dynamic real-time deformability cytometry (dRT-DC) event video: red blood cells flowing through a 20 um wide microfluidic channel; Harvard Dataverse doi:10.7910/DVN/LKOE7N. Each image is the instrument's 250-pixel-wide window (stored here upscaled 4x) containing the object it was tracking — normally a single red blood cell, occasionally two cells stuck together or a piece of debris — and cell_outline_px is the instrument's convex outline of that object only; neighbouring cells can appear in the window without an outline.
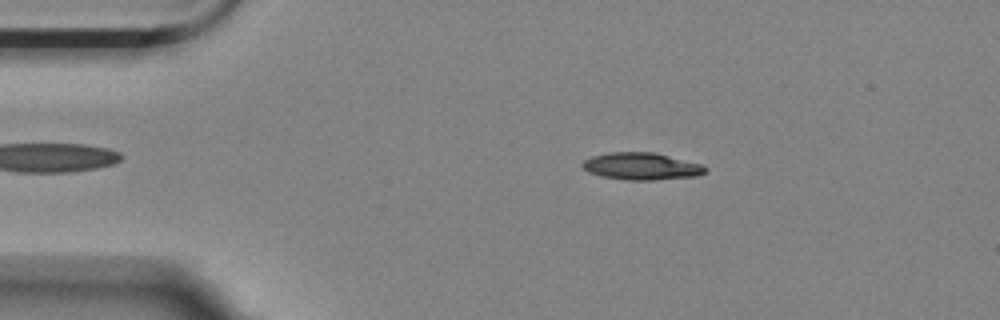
{"species": "Egyptian fruit bat (a non-hibernating species)", "species_latin": "Rousettus aegyptiacus", "temperature_condition": "room temperature", "stored_images_in_passage": 55, "camera_frame_rate_fps": 3000, "um_per_image_px": 0.085, "animal": {"sex": "female"}, "frame": {"image": 1, "passage_image": 9, "time_ms": 2.667, "image_size_px": [1000, 320], "cell_outline_px": [[708, 172], [696, 176], [652, 180], [628, 180], [600, 176], [588, 172], [580, 164], [584, 160], [592, 156], [608, 152], [652, 152], [700, 164], [708, 168]], "centroid_in_image_um": [54.5, 14.14], "position_along_channel_um": 30.5, "area_um2": 19.36}}
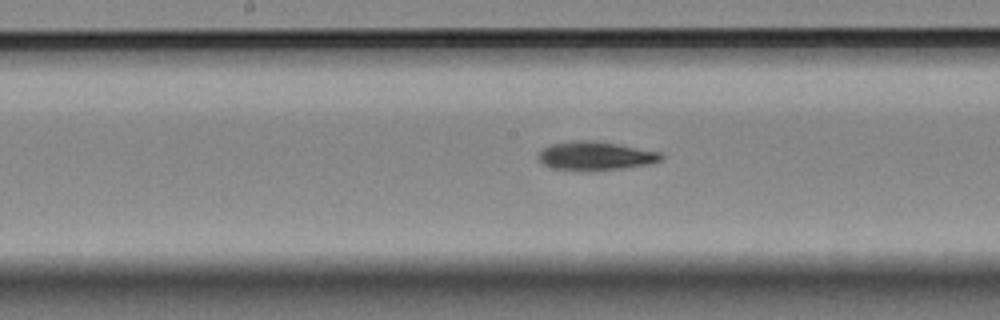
{"frame": {"image": 2, "passage_image": 27, "time_ms": 8.667, "image_size_px": [1000, 320], "cell_outline_px": [[664, 156], [660, 160], [648, 164], [624, 168], [592, 172], [588, 172], [548, 168], [536, 156], [544, 148], [552, 144], [572, 140], [596, 140], [660, 152]], "centroid_in_image_um": [50.58, 13.27], "position_along_channel_um": 197.6, "area_um2": 20.87}}
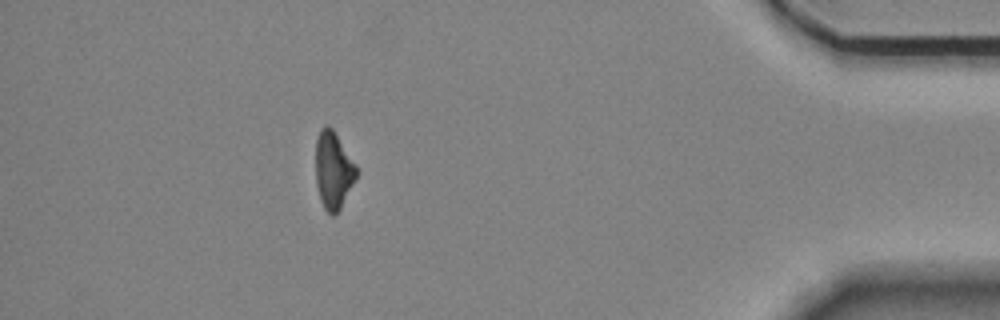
{"frame": {"image": 3, "passage_image": 49, "time_ms": 16.0, "image_size_px": [1000, 320], "cell_outline_px": [[356, 176], [340, 208], [332, 216], [324, 208], [320, 200], [316, 184], [316, 140], [320, 128], [324, 124], [328, 124], [332, 128], [356, 164]], "centroid_in_image_um": [28.3, 14.42], "position_along_channel_um": 406.9, "area_um2": 18.09}, "authors_computed_cell_mechanics": {"area_um2": 19.4208, "velocity_mm_per_s": 3.5354, "shape_relaxation_time_tau1_ms": 3.7196, "shape_relaxation_time_tau2_ms": null, "deformation_change_tau1": 0.1321, "deformation_change_tau2": null}}